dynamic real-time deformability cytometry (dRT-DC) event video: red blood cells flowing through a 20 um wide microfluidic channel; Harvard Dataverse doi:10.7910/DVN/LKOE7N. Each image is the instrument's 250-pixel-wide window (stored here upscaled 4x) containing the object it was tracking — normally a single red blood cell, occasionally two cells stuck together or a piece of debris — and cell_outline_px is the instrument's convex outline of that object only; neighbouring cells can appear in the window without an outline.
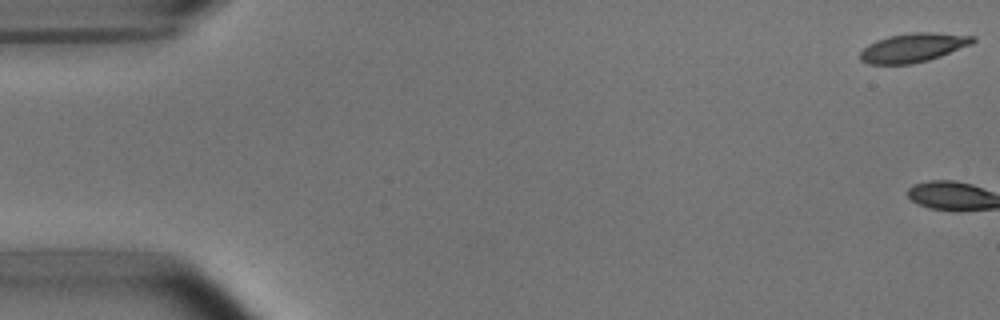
{"species": "common noctule bat (a hibernating species)", "species_latin": "Nyctalus noctula", "temperature_condition": "room temperature", "stored_images_in_passage": 3, "camera_frame_rate_fps": 3000, "um_per_image_px": 0.085, "animal": {"sex": "male", "body_mass_g": 15.6}, "frame": {"image": 1, "passage_image": 1, "time_ms": 0.0, "image_size_px": [1000, 320], "cell_outline_px": [[976, 40], [972, 44], [940, 56], [928, 60], [912, 64], [868, 64], [860, 60], [860, 52], [868, 44], [876, 40], [888, 36], [912, 32], [932, 32], [976, 36]], "centroid_in_image_um": [77.61, 4.04], "position_along_channel_um": 7.4, "area_um2": 19.07}}